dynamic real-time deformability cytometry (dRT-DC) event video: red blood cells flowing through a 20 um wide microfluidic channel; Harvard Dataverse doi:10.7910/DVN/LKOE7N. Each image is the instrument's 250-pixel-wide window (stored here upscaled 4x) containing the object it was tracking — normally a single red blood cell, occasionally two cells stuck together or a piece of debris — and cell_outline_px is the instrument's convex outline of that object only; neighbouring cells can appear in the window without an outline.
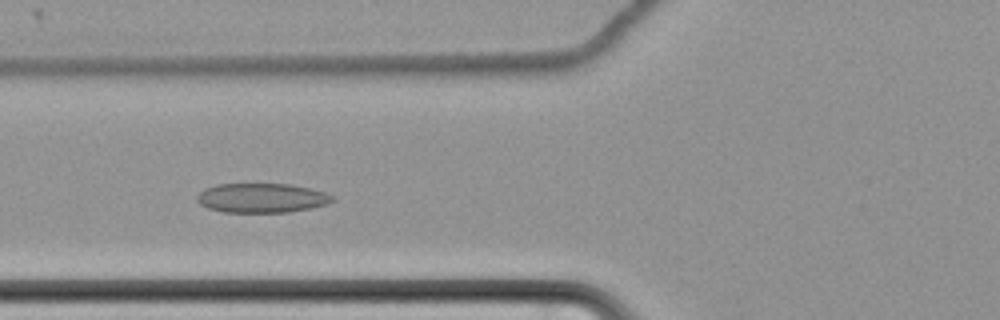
{"species": "common noctule bat (a hibernating species)", "species_latin": "Nyctalus noctula", "temperature_condition": "cold", "stored_images_in_passage": 7, "camera_frame_rate_fps": 3000, "um_per_image_px": 0.085, "animal": {"sex": "female", "body_mass_g": 22.7, "forearm_length_mm": 54.2}, "frame": {"image": 1, "passage_image": 4, "time_ms": 1.0, "image_size_px": [1000, 320], "cell_outline_px": [[336, 200], [328, 204], [288, 212], [224, 212], [208, 208], [200, 204], [196, 200], [196, 196], [204, 188], [216, 184], [288, 184], [308, 188], [324, 192], [332, 196]], "centroid_in_image_um": [22.21, 16.82], "position_along_channel_um": 103.6, "area_um2": 23.12}}